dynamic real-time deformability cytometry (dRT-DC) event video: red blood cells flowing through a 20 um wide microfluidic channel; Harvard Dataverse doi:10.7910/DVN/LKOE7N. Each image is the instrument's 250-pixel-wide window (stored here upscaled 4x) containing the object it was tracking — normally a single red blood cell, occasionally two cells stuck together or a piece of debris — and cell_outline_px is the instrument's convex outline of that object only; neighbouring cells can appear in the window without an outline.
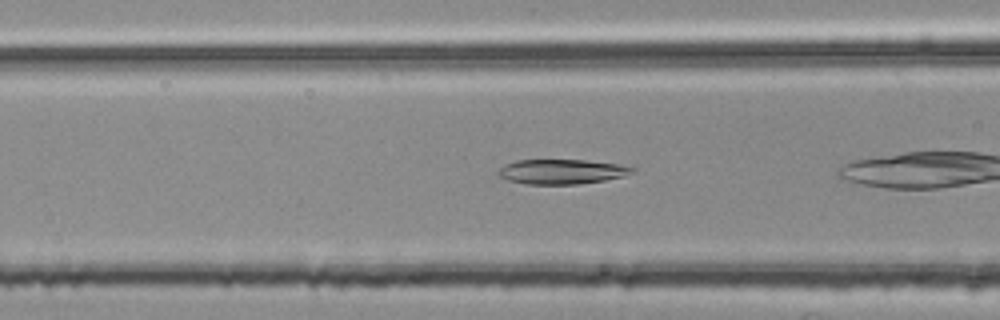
{"species": "common noctule bat (a hibernating species)", "species_latin": "Nyctalus noctula", "temperature_condition": "room temperature", "stored_images_in_passage": 36, "camera_frame_rate_fps": 3000, "um_per_image_px": 0.085, "animal": {"sex": "female", "body_mass_g": 25.1}, "frame": {"image": 1, "passage_image": 14, "time_ms": 4.333, "image_size_px": [1000, 320], "cell_outline_px": [[636, 172], [604, 180], [576, 184], [528, 184], [508, 180], [500, 176], [496, 172], [504, 164], [516, 160], [588, 160], [620, 164], [636, 168]], "centroid_in_image_um": [47.74, 14.58], "position_along_channel_um": 118.9, "area_um2": 19.31}}
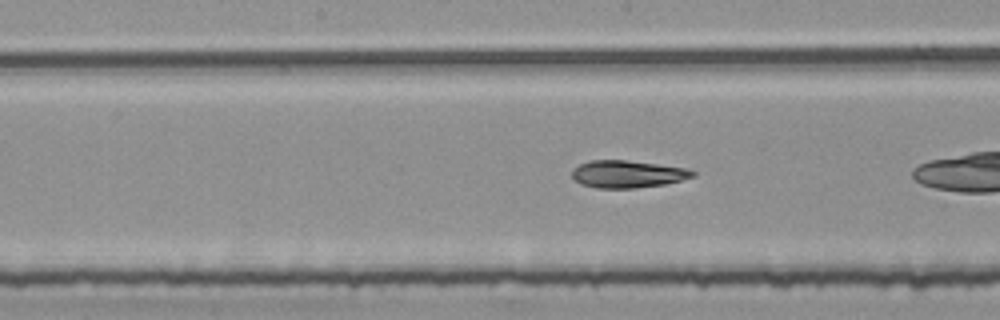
{"frame": {"image": 2, "passage_image": 20, "time_ms": 6.333, "image_size_px": [1000, 320], "cell_outline_px": [[696, 176], [664, 184], [636, 188], [596, 188], [580, 184], [572, 176], [572, 168], [588, 160], [624, 160], [688, 168], [696, 172]], "centroid_in_image_um": [53.33, 14.79], "position_along_channel_um": 194.9, "area_um2": 19.25}}
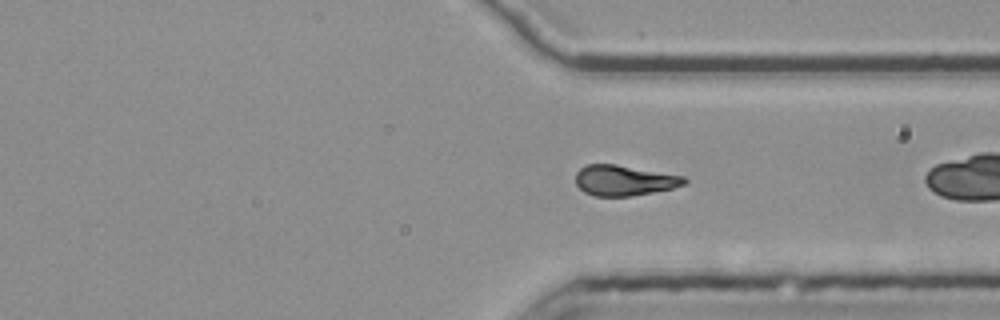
{"frame": {"image": 3, "passage_image": 33, "time_ms": 10.667, "image_size_px": [1000, 320], "cell_outline_px": [[688, 180], [684, 184], [672, 188], [632, 196], [592, 196], [584, 192], [576, 184], [576, 172], [580, 168], [588, 164], [616, 164], [684, 176]], "centroid_in_image_um": [53.03, 15.33], "position_along_channel_um": 358.4, "area_um2": 19.25}}